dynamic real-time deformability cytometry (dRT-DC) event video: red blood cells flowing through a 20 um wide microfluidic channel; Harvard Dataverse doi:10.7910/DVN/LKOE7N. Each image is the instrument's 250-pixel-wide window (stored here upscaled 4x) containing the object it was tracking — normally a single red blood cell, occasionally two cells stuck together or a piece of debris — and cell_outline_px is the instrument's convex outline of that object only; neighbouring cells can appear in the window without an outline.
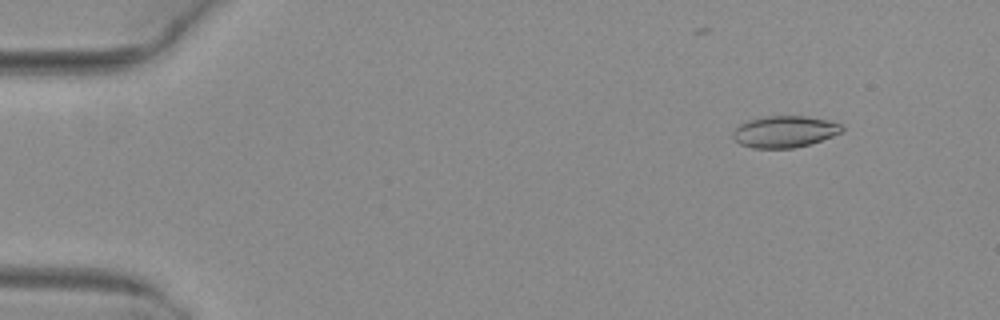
{"species": "common noctule bat (a hibernating species)", "species_latin": "Nyctalus noctula", "temperature_condition": "warm", "stored_images_in_passage": 3, "camera_frame_rate_fps": 3000, "um_per_image_px": 0.085, "animal": {"sex": "female", "body_mass_g": 29.2, "forearm_length_mm": 56.3}, "frame": {"image": 1, "passage_image": 1, "time_ms": 0.0, "image_size_px": [1000, 320], "cell_outline_px": [[844, 132], [808, 144], [792, 148], [752, 148], [740, 144], [732, 136], [732, 132], [740, 124], [748, 120], [764, 116], [808, 116], [828, 120], [840, 124], [844, 128]], "centroid_in_image_um": [66.69, 11.18], "position_along_channel_um": 18.3, "area_um2": 20.06}}
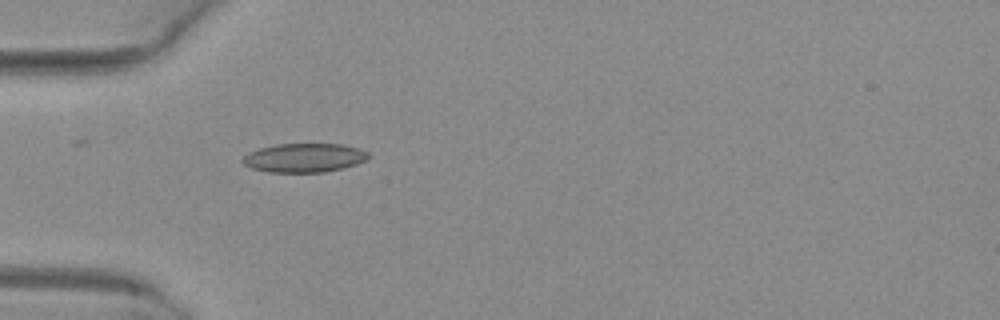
{"frame": {"image": 2, "passage_image": 3, "time_ms": 0.667, "image_size_px": [1000, 320], "cell_outline_px": [[368, 156], [364, 160], [356, 164], [324, 172], [268, 172], [252, 168], [244, 164], [240, 160], [248, 152], [260, 148], [276, 144], [344, 144], [360, 148], [368, 152]], "centroid_in_image_um": [25.83, 13.4], "position_along_channel_um": 59.2, "area_um2": 21.1}}